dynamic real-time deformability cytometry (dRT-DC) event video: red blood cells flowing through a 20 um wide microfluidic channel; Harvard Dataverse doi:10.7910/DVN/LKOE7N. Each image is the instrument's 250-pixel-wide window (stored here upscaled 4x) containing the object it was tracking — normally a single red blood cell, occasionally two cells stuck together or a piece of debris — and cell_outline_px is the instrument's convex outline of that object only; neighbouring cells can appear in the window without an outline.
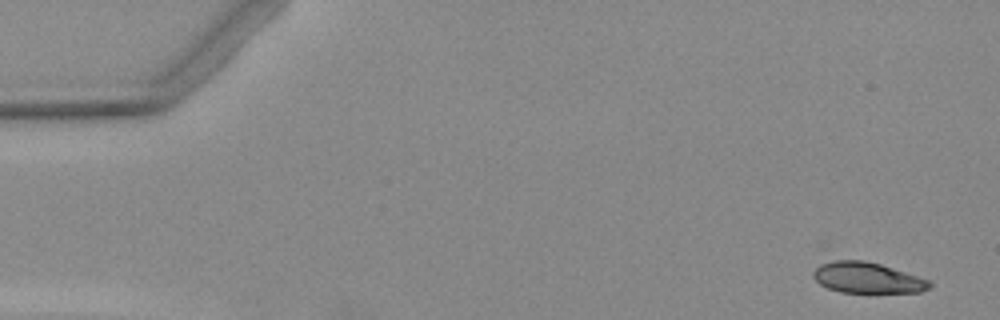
{"species": "Egyptian fruit bat (a non-hibernating species)", "species_latin": "Rousettus aegyptiacus", "temperature_condition": "warm", "stored_images_in_passage": 5, "camera_frame_rate_fps": 3000, "um_per_image_px": 0.085, "animal": {"sex": "female"}, "frame": {"image": 1, "passage_image": 1, "time_ms": 0.0, "image_size_px": [1000, 320], "cell_outline_px": [[932, 284], [928, 288], [920, 292], [840, 292], [828, 288], [820, 284], [812, 276], [812, 272], [820, 264], [836, 260], [864, 260], [880, 264], [928, 280]], "centroid_in_image_um": [73.67, 23.61], "position_along_channel_um": 11.3, "area_um2": 20.52}}
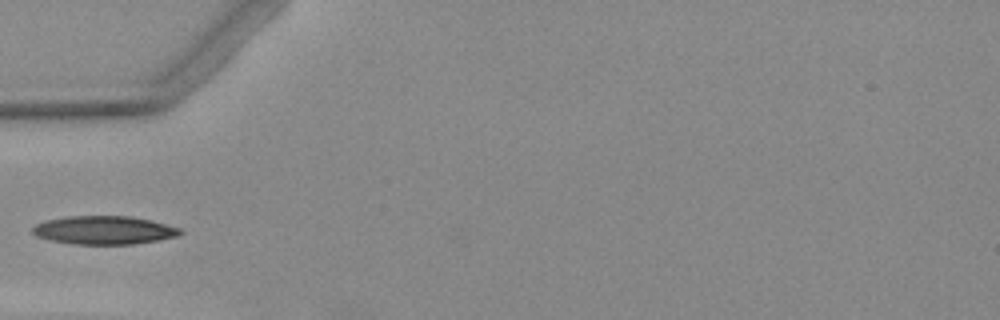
{"frame": {"image": 2, "passage_image": 4, "time_ms": 5.0, "image_size_px": [1000, 320], "cell_outline_px": [[184, 232], [176, 236], [160, 240], [136, 244], [72, 244], [48, 240], [36, 236], [32, 232], [32, 228], [36, 224], [48, 220], [68, 216], [128, 216], [148, 220], [180, 228]], "centroid_in_image_um": [8.82, 19.57], "position_along_channel_um": 76.2, "area_um2": 24.33}}
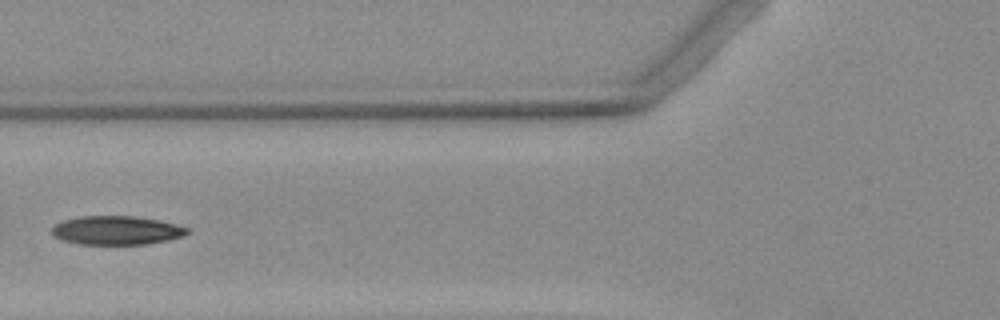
{"frame": {"image": 3, "passage_image": 5, "time_ms": 6.0, "image_size_px": [1000, 320], "cell_outline_px": [[188, 232], [184, 236], [168, 240], [148, 244], [80, 244], [60, 240], [52, 236], [52, 228], [56, 224], [64, 220], [80, 216], [136, 216], [176, 224], [188, 228]], "centroid_in_image_um": [9.88, 19.58], "position_along_channel_um": 115.9, "area_um2": 22.72}}